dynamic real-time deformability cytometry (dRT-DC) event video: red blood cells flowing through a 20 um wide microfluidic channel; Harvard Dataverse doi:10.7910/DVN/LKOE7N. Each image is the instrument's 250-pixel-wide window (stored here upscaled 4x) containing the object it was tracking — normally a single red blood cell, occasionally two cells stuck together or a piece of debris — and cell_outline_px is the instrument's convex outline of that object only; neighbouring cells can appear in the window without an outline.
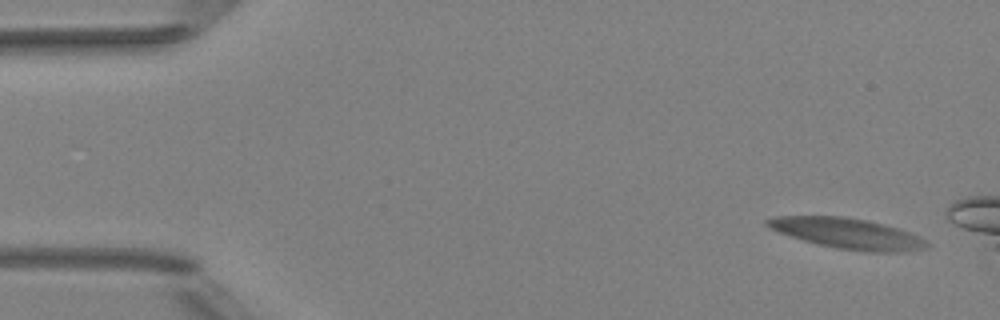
{"species": "Egyptian fruit bat (a non-hibernating species)", "species_latin": "Rousettus aegyptiacus", "temperature_condition": "room temperature", "stored_images_in_passage": 3, "camera_frame_rate_fps": 3000, "um_per_image_px": 0.085, "animal": {"sex": "female"}, "frame": {"image": 1, "passage_image": 1, "time_ms": 0.0, "image_size_px": [1000, 320], "cell_outline_px": [[928, 244], [924, 248], [908, 252], [868, 252], [836, 248], [804, 240], [768, 228], [764, 224], [764, 220], [776, 216], [844, 216], [868, 220], [900, 228], [928, 240]], "centroid_in_image_um": [72.07, 19.84], "position_along_channel_um": 12.9, "area_um2": 28.5}}